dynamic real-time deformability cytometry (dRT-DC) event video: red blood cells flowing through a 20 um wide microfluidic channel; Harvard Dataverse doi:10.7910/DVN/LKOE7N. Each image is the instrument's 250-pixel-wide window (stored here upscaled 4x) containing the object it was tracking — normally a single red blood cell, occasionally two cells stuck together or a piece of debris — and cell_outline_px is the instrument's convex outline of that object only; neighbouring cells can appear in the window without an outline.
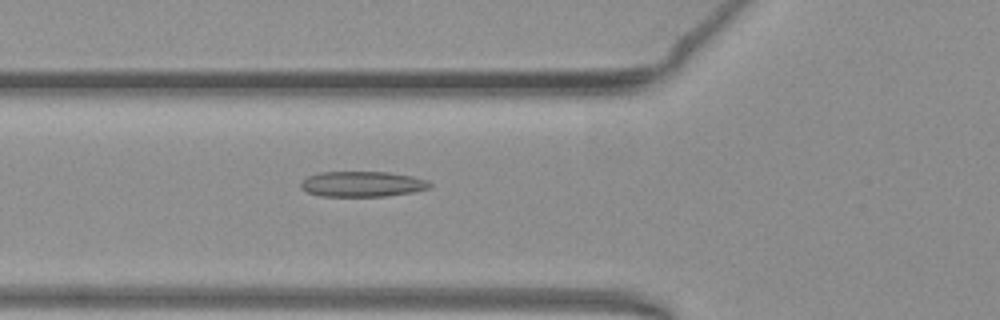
{"species": "common noctule bat (a hibernating species)", "species_latin": "Nyctalus noctula", "temperature_condition": "warm", "stored_images_in_passage": 46, "camera_frame_rate_fps": 3000, "um_per_image_px": 0.085, "animal": {"sex": "female", "body_mass_g": 19.3, "forearm_length_mm": 54.1}, "frame": {"image": 1, "passage_image": 13, "time_ms": 4.0, "image_size_px": [1000, 320], "cell_outline_px": [[432, 188], [412, 192], [388, 196], [320, 196], [308, 192], [300, 188], [300, 180], [308, 176], [320, 172], [388, 172], [412, 176], [428, 180], [432, 184]], "centroid_in_image_um": [30.8, 15.64], "position_along_channel_um": 95.0, "area_um2": 19.31}}
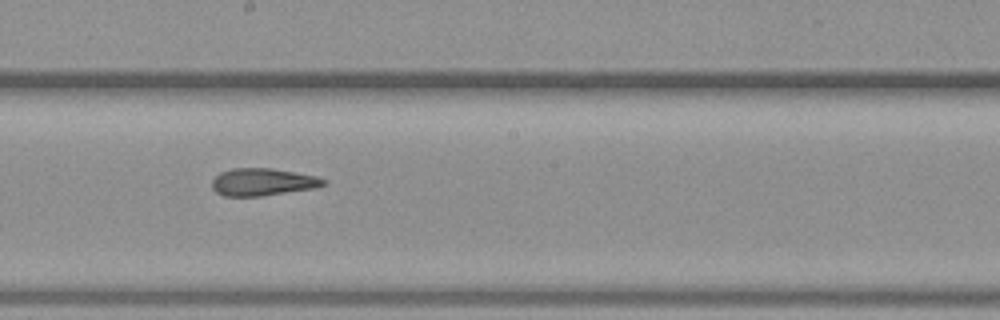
{"frame": {"image": 2, "passage_image": 23, "time_ms": 7.333, "image_size_px": [1000, 320], "cell_outline_px": [[328, 180], [324, 184], [316, 188], [260, 196], [224, 196], [216, 192], [212, 188], [212, 180], [220, 172], [232, 168], [272, 168], [316, 176]], "centroid_in_image_um": [22.32, 15.47], "position_along_channel_um": 225.9, "area_um2": 17.8}}
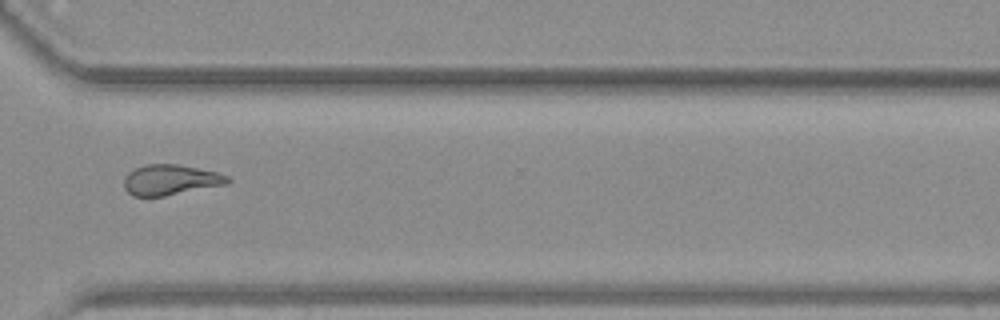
{"frame": {"image": 3, "passage_image": 33, "time_ms": 10.667, "image_size_px": [1000, 320], "cell_outline_px": [[232, 180], [228, 184], [164, 196], [132, 196], [124, 188], [124, 176], [128, 172], [136, 168], [148, 164], [176, 164], [216, 172], [228, 176]], "centroid_in_image_um": [14.48, 15.29], "position_along_channel_um": 356.1, "area_um2": 18.32}, "authors_computed_cell_mechanics": {"area_um2": 18.6694, "velocity_mm_per_s": 3.9059, "shape_relaxation_time_tau1_ms": 10.3184, "shape_relaxation_time_tau2_ms": 1.9723, "deformation_change_tau1": 0.2378, "deformation_change_tau2": 0.111}}